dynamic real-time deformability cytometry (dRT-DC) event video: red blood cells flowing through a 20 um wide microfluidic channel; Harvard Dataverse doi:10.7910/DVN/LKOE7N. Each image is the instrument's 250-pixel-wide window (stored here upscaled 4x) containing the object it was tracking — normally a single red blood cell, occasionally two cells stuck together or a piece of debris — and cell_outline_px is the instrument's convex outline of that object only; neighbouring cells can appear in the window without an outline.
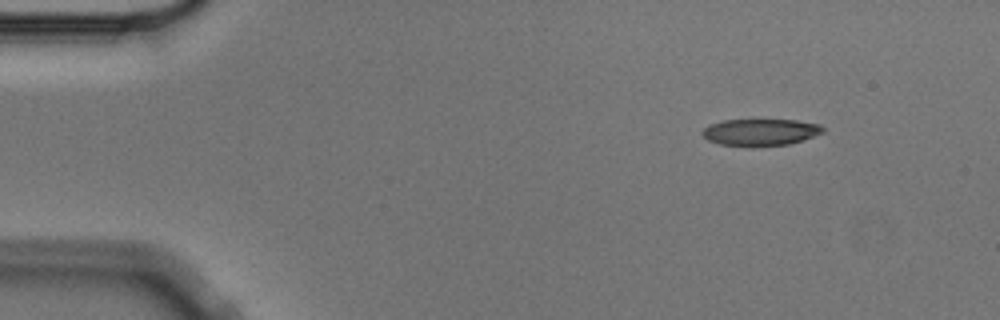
{"species": "Egyptian fruit bat (a non-hibernating species)", "species_latin": "Rousettus aegyptiacus", "temperature_condition": "cold", "stored_images_in_passage": 6, "segment_of_instrument_passage": [2, 2], "camera_frame_rate_fps": 3000, "um_per_image_px": 0.085, "animal": {"sex": "male"}, "frame": {"image": 1, "passage_image": 6, "time_ms": 1.667, "image_size_px": [1000, 320], "cell_outline_px": [[824, 132], [804, 140], [788, 144], [720, 144], [708, 140], [700, 132], [708, 124], [724, 120], [796, 120], [820, 124], [824, 128]], "centroid_in_image_um": [64.66, 11.19], "position_along_channel_um": 20.3, "area_um2": 18.26}}